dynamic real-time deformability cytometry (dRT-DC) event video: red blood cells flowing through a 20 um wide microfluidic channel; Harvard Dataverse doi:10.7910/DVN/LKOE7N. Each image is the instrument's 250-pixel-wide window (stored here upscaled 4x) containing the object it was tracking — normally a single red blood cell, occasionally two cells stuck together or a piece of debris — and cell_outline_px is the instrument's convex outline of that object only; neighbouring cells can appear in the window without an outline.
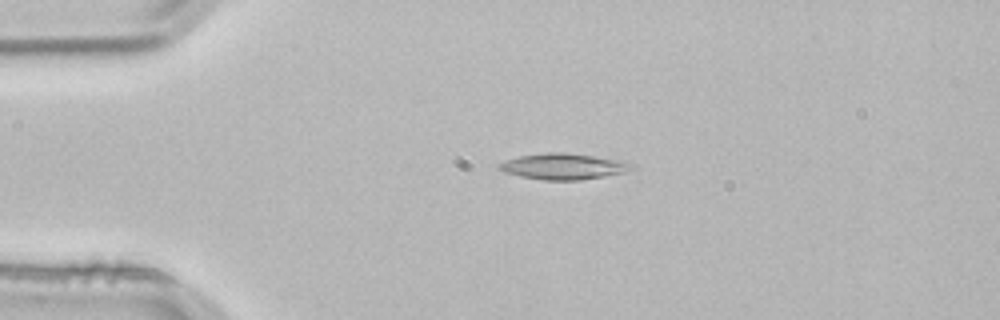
{"species": "common noctule bat (a hibernating species)", "species_latin": "Nyctalus noctula", "temperature_condition": "room temperature", "stored_images_in_passage": 3, "camera_frame_rate_fps": 3000, "um_per_image_px": 0.085, "animal": {"sex": "male", "body_mass_g": 21.5, "forearm_length_mm": 52.0}, "frame": {"image": 1, "passage_image": 3, "time_ms": 0.667, "image_size_px": [1000, 320], "cell_outline_px": [[636, 168], [624, 172], [604, 176], [580, 180], [544, 180], [520, 176], [504, 172], [496, 168], [496, 164], [520, 156], [544, 152], [564, 152], [620, 160], [636, 164]], "centroid_in_image_um": [47.89, 14.14], "position_along_channel_um": 37.1, "area_um2": 20.11}}